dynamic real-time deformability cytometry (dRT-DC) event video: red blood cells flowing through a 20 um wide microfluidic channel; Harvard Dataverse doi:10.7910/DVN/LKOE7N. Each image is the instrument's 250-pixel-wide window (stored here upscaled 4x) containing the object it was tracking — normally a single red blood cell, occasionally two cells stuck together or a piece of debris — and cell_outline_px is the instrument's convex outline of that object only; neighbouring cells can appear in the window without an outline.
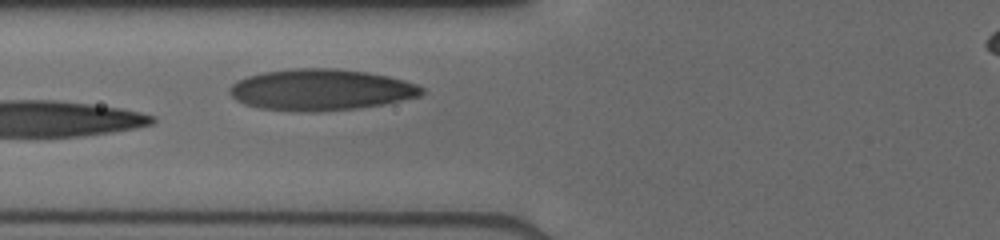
{"species": "human", "species_latin": "Homo sapiens", "temperature_condition": "cold", "stored_images_in_passage": 21, "camera_frame_rate_fps": 3000, "um_per_image_px": 0.085, "donor": {"sex": "male"}, "frame": {"image": 1, "passage_image": 4, "time_ms": 2.0, "image_size_px": [1000, 240], "cell_outline_px": [[424, 92], [420, 96], [380, 104], [356, 108], [312, 112], [260, 108], [244, 104], [236, 100], [228, 92], [228, 88], [236, 80], [248, 76], [264, 72], [292, 68], [336, 68], [368, 72], [388, 76], [404, 80], [416, 84], [424, 88]], "centroid_in_image_um": [27.24, 7.61], "position_along_channel_um": 98.6, "area_um2": 46.07}}